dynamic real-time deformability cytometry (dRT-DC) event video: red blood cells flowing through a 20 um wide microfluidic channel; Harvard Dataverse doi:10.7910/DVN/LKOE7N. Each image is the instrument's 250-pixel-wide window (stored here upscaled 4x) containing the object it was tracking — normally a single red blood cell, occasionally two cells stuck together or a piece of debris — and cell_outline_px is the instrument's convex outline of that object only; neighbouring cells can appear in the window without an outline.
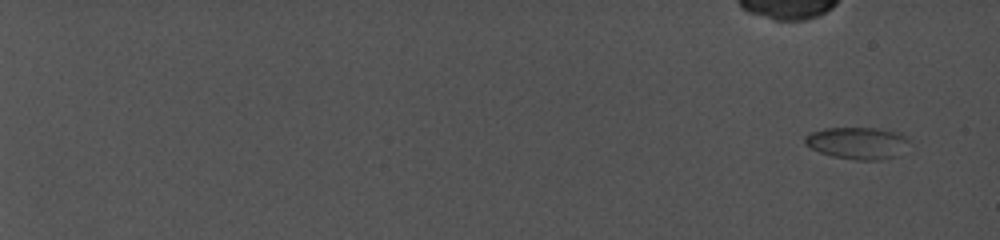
{"species": "common noctule bat (a hibernating species)", "species_latin": "Nyctalus noctula", "temperature_condition": "cold", "stored_images_in_passage": 29, "camera_frame_rate_fps": 5000, "um_per_image_px": 0.085, "animal": {"sex": "female", "body_mass_g": 19.0, "forearm_length_mm": 56.7}, "frame": {"image": 1, "passage_image": 1, "time_ms": 0.0, "image_size_px": [1000, 240], "cell_outline_px": [[884, 132], [856, 156], [840, 156], [824, 152], [808, 144], [808, 136], [816, 132], [832, 128], [868, 128]], "centroid_in_image_um": [71.7, 11.94], "position_along_channel_um": 13.3, "area_um2": 10.98}}